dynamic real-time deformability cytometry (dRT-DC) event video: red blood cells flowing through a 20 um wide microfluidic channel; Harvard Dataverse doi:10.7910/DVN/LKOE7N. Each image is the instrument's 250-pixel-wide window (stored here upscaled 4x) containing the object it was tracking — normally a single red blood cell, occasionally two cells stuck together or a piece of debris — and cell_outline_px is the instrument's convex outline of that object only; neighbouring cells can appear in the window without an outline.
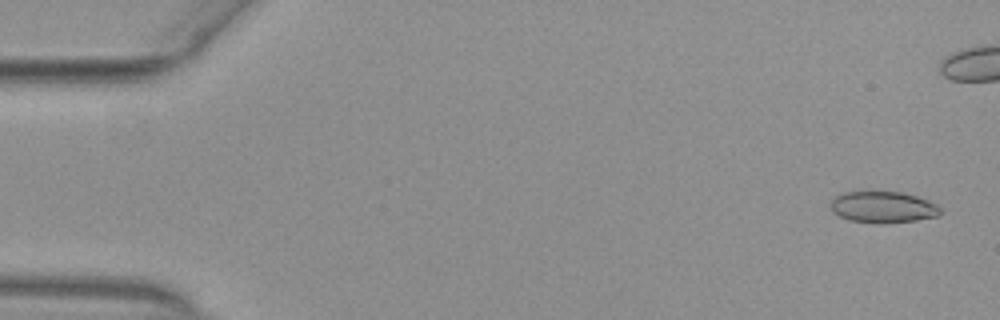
{"species": "common noctule bat (a hibernating species)", "species_latin": "Nyctalus noctula", "temperature_condition": "warm", "stored_images_in_passage": 45, "camera_frame_rate_fps": 3000, "um_per_image_px": 0.085, "animal": {"sex": "female", "body_mass_g": 29.2, "forearm_length_mm": 56.3}, "frame": {"image": 1, "passage_image": 2, "time_ms": 0.333, "image_size_px": [1000, 320], "cell_outline_px": [[940, 216], [916, 220], [884, 224], [880, 224], [848, 220], [832, 212], [832, 200], [836, 196], [844, 192], [860, 188], [868, 188], [904, 192], [928, 200], [936, 204], [940, 208]], "centroid_in_image_um": [75.03, 17.55], "position_along_channel_um": 10.0, "area_um2": 21.1}}
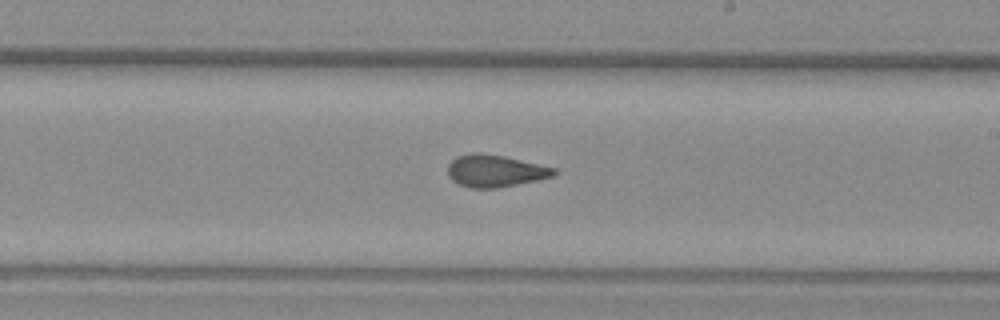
{"frame": {"image": 2, "passage_image": 31, "time_ms": 10.0, "image_size_px": [1000, 320], "cell_outline_px": [[556, 172], [552, 176], [536, 180], [496, 188], [472, 188], [460, 184], [452, 180], [448, 176], [448, 164], [456, 156], [504, 156], [556, 168]], "centroid_in_image_um": [42.1, 14.57], "position_along_channel_um": 246.9, "area_um2": 18.96}}
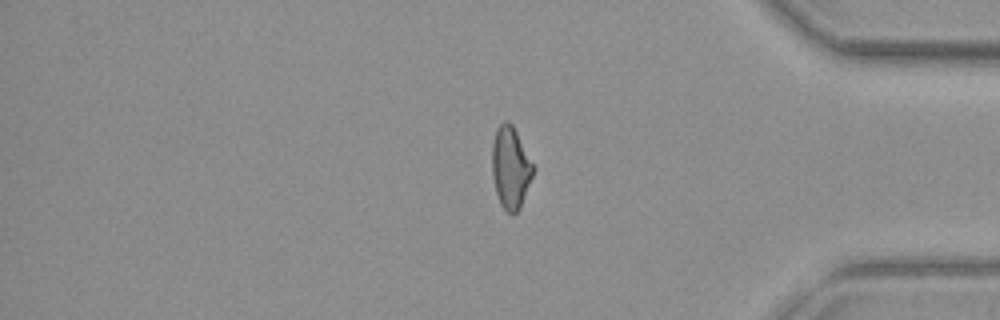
{"frame": {"image": 3, "passage_image": 44, "time_ms": 14.333, "image_size_px": [1000, 320], "cell_outline_px": [[536, 168], [520, 208], [512, 216], [500, 204], [496, 192], [492, 176], [492, 144], [496, 128], [504, 120], [508, 120], [512, 124]], "centroid_in_image_um": [43.4, 14.24], "position_along_channel_um": 391.8, "area_um2": 19.83}}